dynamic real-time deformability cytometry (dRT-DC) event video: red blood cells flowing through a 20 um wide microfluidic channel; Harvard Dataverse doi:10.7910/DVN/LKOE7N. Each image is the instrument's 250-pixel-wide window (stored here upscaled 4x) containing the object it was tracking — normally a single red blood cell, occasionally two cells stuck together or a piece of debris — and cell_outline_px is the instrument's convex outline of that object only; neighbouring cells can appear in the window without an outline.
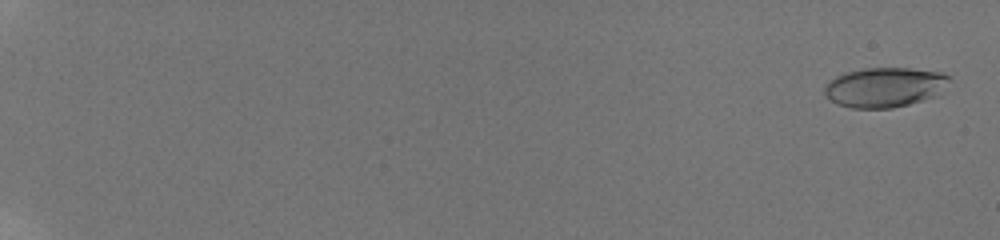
{"species": "human", "species_latin": "Homo sapiens", "temperature_condition": "room temperature", "stored_images_in_passage": 27, "camera_frame_rate_fps": 3000, "um_per_image_px": 0.085, "donor": {"sex": "male"}, "frame": {"image": 1, "passage_image": 3, "time_ms": 0.667, "image_size_px": [1000, 240], "cell_outline_px": [[948, 80], [936, 96], [924, 100], [892, 108], [852, 108], [836, 104], [824, 96], [824, 88], [828, 80], [844, 72], [864, 68], [908, 68], [940, 72], [948, 76]], "centroid_in_image_um": [75.11, 7.42], "position_along_channel_um": 9.9, "area_um2": 28.9}}